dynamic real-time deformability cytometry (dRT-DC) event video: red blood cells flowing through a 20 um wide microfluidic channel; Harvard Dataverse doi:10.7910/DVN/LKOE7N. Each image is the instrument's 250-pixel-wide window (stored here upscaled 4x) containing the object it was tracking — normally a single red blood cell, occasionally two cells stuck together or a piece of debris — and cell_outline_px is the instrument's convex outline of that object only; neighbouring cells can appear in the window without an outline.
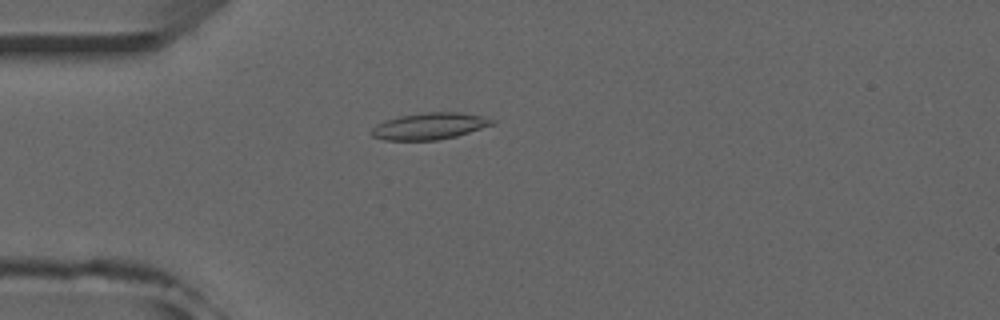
{"species": "common noctule bat (a hibernating species)", "species_latin": "Nyctalus noctula", "temperature_condition": "room temperature", "stored_images_in_passage": 52, "camera_frame_rate_fps": 3000, "um_per_image_px": 0.085, "animal": {"sex": "male", "forearm_length_mm": 52.5}, "frame": {"image": 1, "passage_image": 14, "time_ms": 4.333, "image_size_px": [1000, 320], "cell_outline_px": [[496, 124], [456, 136], [436, 140], [384, 140], [372, 136], [372, 128], [376, 124], [384, 120], [400, 116], [428, 112], [460, 112], [480, 116], [496, 120]], "centroid_in_image_um": [36.52, 10.72], "position_along_channel_um": 48.5, "area_um2": 18.67}}
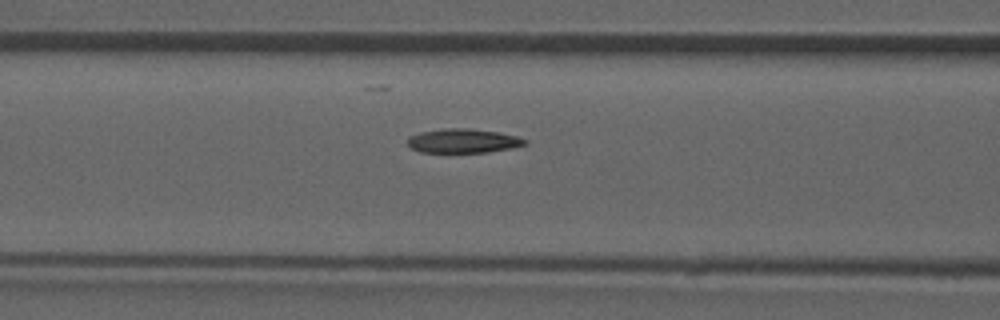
{"frame": {"image": 2, "passage_image": 21, "time_ms": 6.667, "image_size_px": [1000, 320], "cell_outline_px": [[528, 144], [488, 152], [420, 152], [408, 148], [408, 136], [420, 132], [444, 128], [468, 128], [500, 132], [516, 136], [528, 140]], "centroid_in_image_um": [39.33, 11.97], "position_along_channel_um": 127.3, "area_um2": 16.59}}
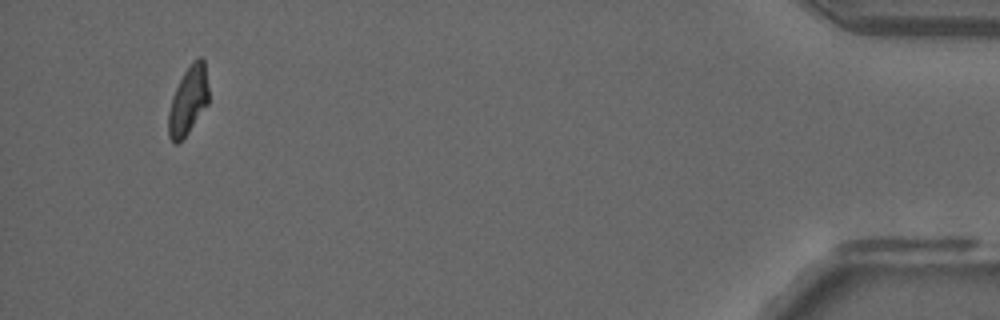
{"frame": {"image": 3, "passage_image": 49, "time_ms": 16.0, "image_size_px": [1000, 320], "cell_outline_px": [[208, 104], [188, 132], [176, 144], [168, 136], [168, 112], [172, 96], [184, 72], [192, 60], [200, 56], [204, 60], [208, 88]], "centroid_in_image_um": [15.99, 8.52], "position_along_channel_um": 419.2, "area_um2": 15.84}, "authors_computed_cell_mechanics": {"area_um2": 16.9065, "velocity_mm_per_s": 3.9586, "shape_relaxation_time_tau1_ms": null, "shape_relaxation_time_tau2_ms": 5.9785, "deformation_change_tau1": null, "deformation_change_tau2": 0.1465}}